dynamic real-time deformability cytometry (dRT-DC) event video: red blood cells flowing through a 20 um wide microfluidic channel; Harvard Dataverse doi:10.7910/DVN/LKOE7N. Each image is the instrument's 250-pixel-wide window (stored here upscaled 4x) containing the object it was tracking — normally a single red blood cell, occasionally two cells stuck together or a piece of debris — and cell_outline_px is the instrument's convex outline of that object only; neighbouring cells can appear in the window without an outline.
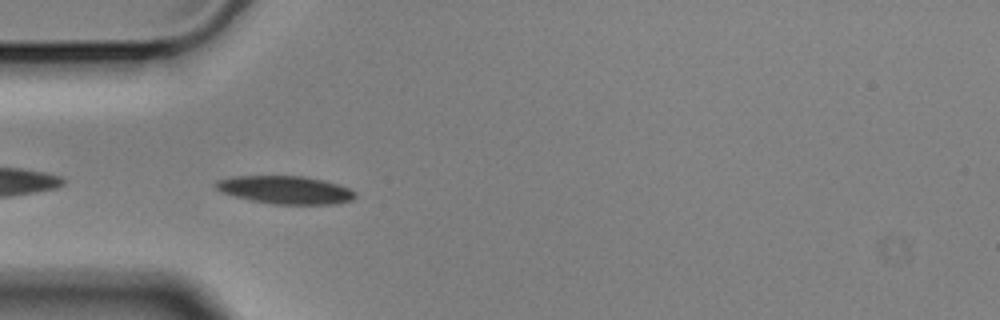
{"species": "Egyptian fruit bat (a non-hibernating species)", "species_latin": "Rousettus aegyptiacus", "temperature_condition": "cold", "stored_images_in_passage": 43, "camera_frame_rate_fps": 3000, "um_per_image_px": 0.085, "animal": {"sex": "male"}, "frame": {"image": 1, "passage_image": 2, "time_ms": 0.333, "image_size_px": [1000, 320], "cell_outline_px": [[356, 196], [352, 200], [336, 204], [272, 204], [252, 200], [220, 192], [212, 184], [216, 180], [232, 176], [304, 176], [324, 180], [348, 188], [356, 192]], "centroid_in_image_um": [24.23, 16.13], "position_along_channel_um": 60.8, "area_um2": 22.77}}
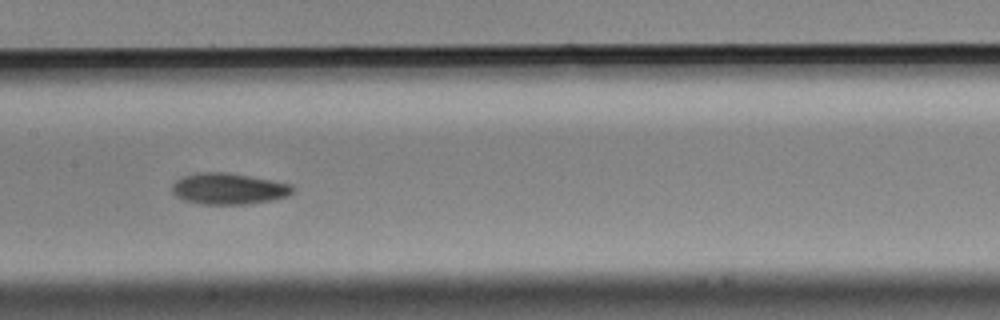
{"frame": {"image": 2, "passage_image": 13, "time_ms": 4.0, "image_size_px": [1000, 320], "cell_outline_px": [[296, 188], [288, 196], [272, 200], [244, 204], [200, 204], [184, 200], [176, 196], [172, 192], [172, 184], [176, 180], [184, 176], [200, 172], [224, 172], [272, 180], [292, 184]], "centroid_in_image_um": [19.44, 16.04], "position_along_channel_um": 188.0, "area_um2": 21.91}}
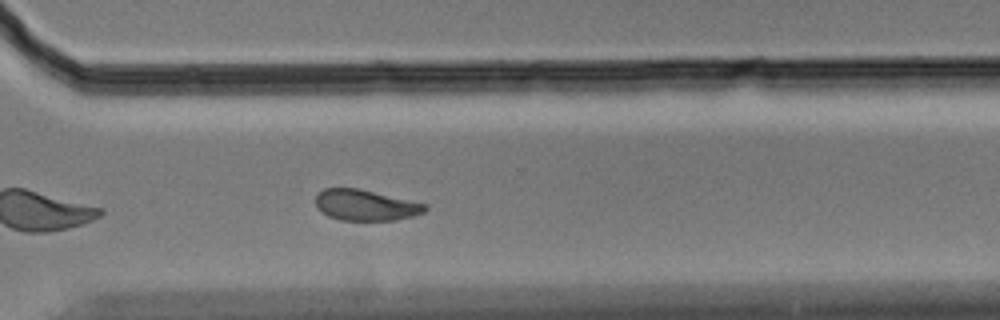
{"frame": {"image": 3, "passage_image": 26, "time_ms": 8.333, "image_size_px": [1000, 320], "cell_outline_px": [[428, 208], [424, 212], [412, 216], [396, 220], [340, 220], [328, 216], [320, 212], [316, 208], [316, 192], [324, 188], [360, 188], [428, 204]], "centroid_in_image_um": [31.05, 17.43], "position_along_channel_um": 339.5, "area_um2": 20.0}}